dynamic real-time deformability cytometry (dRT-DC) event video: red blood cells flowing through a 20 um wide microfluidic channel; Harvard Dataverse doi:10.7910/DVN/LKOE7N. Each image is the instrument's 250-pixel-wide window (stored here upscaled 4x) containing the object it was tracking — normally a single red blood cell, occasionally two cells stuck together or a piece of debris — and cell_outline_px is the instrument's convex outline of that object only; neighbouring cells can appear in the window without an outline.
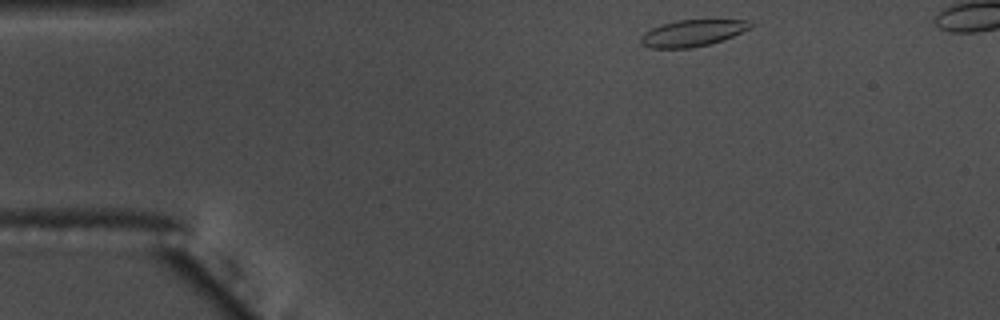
{"species": "common noctule bat (a hibernating species)", "species_latin": "Nyctalus noctula", "temperature_condition": "warm", "stored_images_in_passage": 47, "camera_frame_rate_fps": 3000, "um_per_image_px": 0.085, "animal": {"sex": "male", "body_mass_g": 17.5, "forearm_length_mm": 52.3}, "frame": {"image": 1, "passage_image": 1, "time_ms": 0.0, "image_size_px": [1000, 320], "cell_outline_px": [[752, 28], [724, 40], [692, 48], [648, 48], [640, 44], [640, 36], [644, 32], [660, 24], [676, 20], [748, 20], [752, 24]], "centroid_in_image_um": [58.83, 2.82], "position_along_channel_um": 26.2, "area_um2": 17.17}}
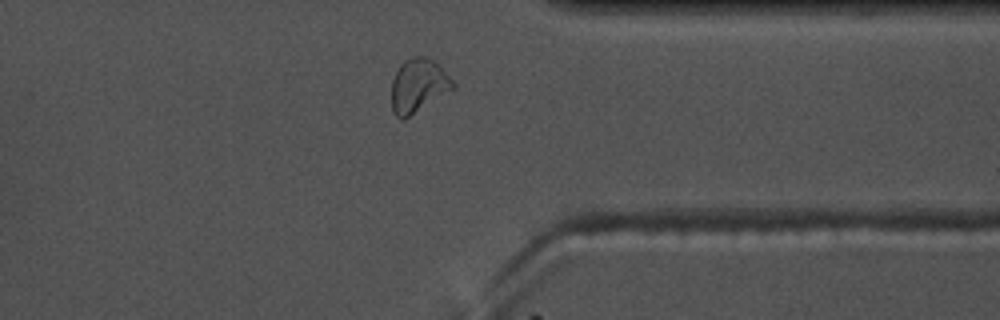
{"frame": {"image": 2, "passage_image": 36, "time_ms": 11.667, "image_size_px": [1000, 320], "cell_outline_px": [[456, 88], [404, 120], [400, 120], [392, 112], [392, 80], [400, 64], [404, 60], [412, 56], [428, 56], [440, 64], [456, 84]], "centroid_in_image_um": [35.58, 7.27], "position_along_channel_um": 375.8, "area_um2": 19.71}, "authors_computed_cell_mechanics": {"area_um2": 17.34, "velocity_mm_per_s": 3.6159, "shape_relaxation_time_tau1_ms": 4.3272, "shape_relaxation_time_tau2_ms": 1.8419, "deformation_change_tau1": 0.1418, "deformation_change_tau2": 0.0731}}